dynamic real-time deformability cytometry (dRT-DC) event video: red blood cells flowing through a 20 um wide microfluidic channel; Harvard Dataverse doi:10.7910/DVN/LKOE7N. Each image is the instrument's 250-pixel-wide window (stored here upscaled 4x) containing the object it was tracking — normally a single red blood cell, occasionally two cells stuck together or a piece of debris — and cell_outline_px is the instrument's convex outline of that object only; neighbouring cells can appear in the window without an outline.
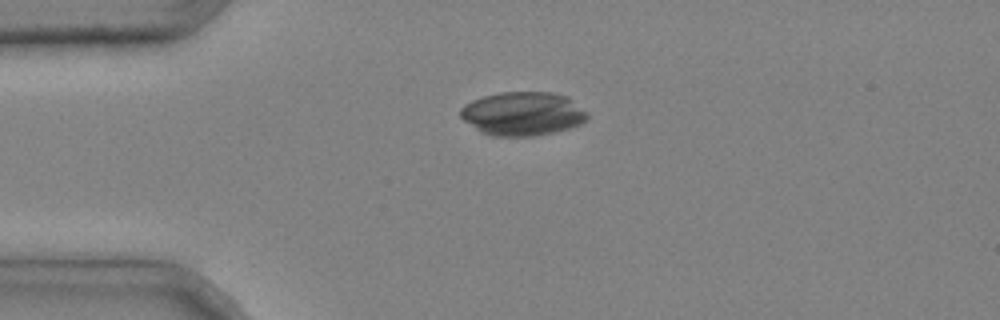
{"species": "common noctule bat (a hibernating species)", "species_latin": "Nyctalus noctula", "temperature_condition": "cold", "stored_images_in_passage": 4, "camera_frame_rate_fps": 3000, "um_per_image_px": 0.085, "animal": {"sex": "male", "body_mass_g": 20.4}, "frame": {"image": 1, "passage_image": 2, "time_ms": 0.333, "image_size_px": [1000, 320], "cell_outline_px": [[588, 116], [580, 124], [568, 128], [552, 132], [532, 136], [492, 136], [480, 132], [464, 120], [460, 116], [460, 108], [464, 104], [472, 100], [484, 96], [500, 92], [552, 92], [568, 96], [588, 112]], "centroid_in_image_um": [44.42, 9.65], "position_along_channel_um": 40.6, "area_um2": 32.37}}
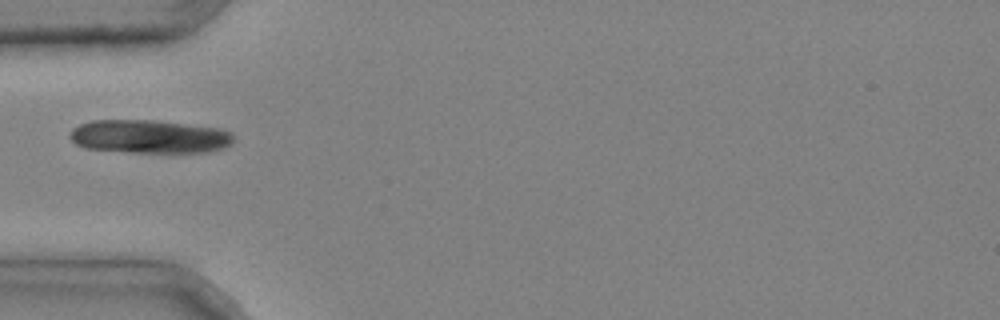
{"frame": {"image": 2, "passage_image": 3, "time_ms": 0.667, "image_size_px": [1000, 320], "cell_outline_px": [[236, 140], [232, 144], [224, 148], [208, 152], [128, 152], [84, 148], [76, 144], [68, 136], [72, 128], [80, 124], [92, 120], [156, 120], [220, 128], [232, 132]], "centroid_in_image_um": [12.73, 11.6], "position_along_channel_um": 72.3, "area_um2": 32.25}}